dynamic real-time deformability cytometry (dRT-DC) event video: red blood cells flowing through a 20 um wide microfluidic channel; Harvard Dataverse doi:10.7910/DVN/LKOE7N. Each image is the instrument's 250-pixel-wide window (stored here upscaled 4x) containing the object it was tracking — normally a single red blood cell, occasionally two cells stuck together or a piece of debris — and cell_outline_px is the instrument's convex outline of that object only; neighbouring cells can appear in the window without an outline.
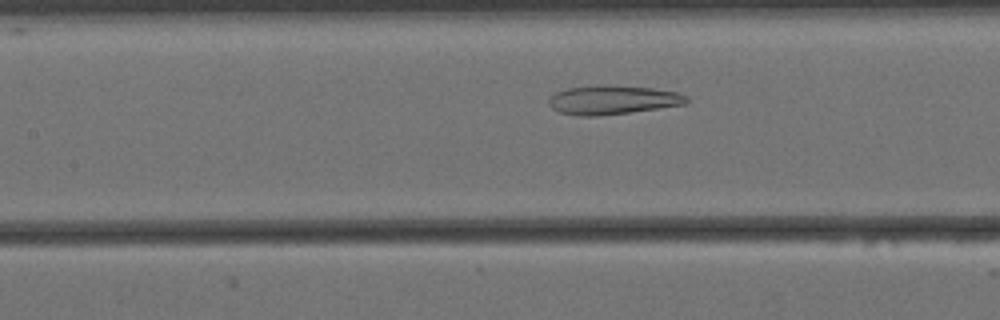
{"species": "Egyptian fruit bat (a non-hibernating species)", "species_latin": "Rousettus aegyptiacus", "temperature_condition": "cold", "stored_images_in_passage": 49, "camera_frame_rate_fps": 3000, "um_per_image_px": 0.085, "animal": {"sex": "female"}, "frame": {"image": 1, "passage_image": 16, "time_ms": 5.0, "image_size_px": [1000, 320], "cell_outline_px": [[688, 100], [684, 104], [628, 112], [596, 116], [580, 116], [560, 112], [552, 108], [548, 104], [548, 100], [556, 92], [568, 88], [596, 84], [600, 84], [652, 88], [680, 92], [688, 96]], "centroid_in_image_um": [52.06, 8.47], "position_along_channel_um": 155.3, "area_um2": 23.18}}
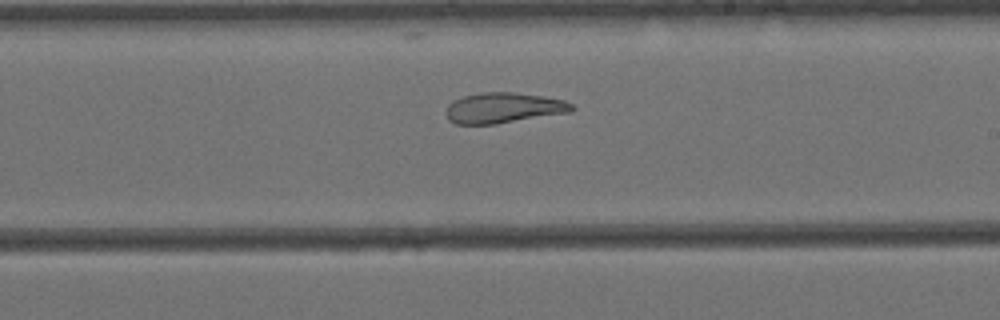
{"frame": {"image": 2, "passage_image": 24, "time_ms": 7.667, "image_size_px": [1000, 320], "cell_outline_px": [[576, 108], [572, 112], [496, 124], [456, 124], [448, 120], [444, 112], [448, 104], [452, 100], [464, 96], [484, 92], [516, 92], [544, 96], [564, 100], [572, 104]], "centroid_in_image_um": [42.8, 9.17], "position_along_channel_um": 246.2, "area_um2": 22.66}}
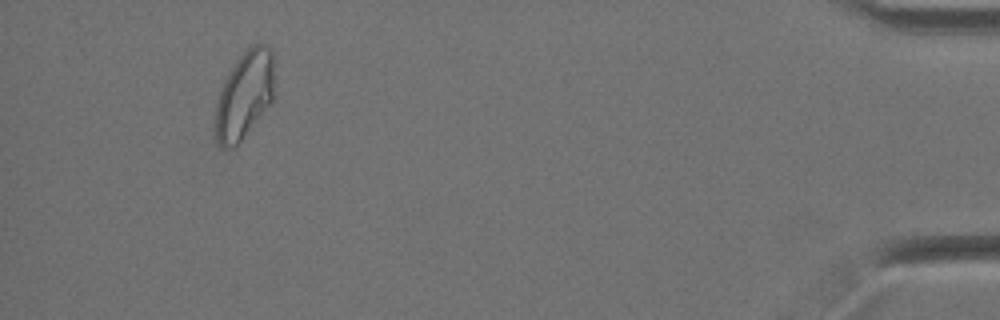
{"frame": {"image": 3, "passage_image": 45, "time_ms": 14.667, "image_size_px": [1000, 320], "cell_outline_px": [[272, 100], [240, 140], [236, 144], [228, 148], [220, 148], [216, 144], [216, 104], [224, 80], [236, 60], [252, 44], [268, 44], [272, 52]], "centroid_in_image_um": [20.74, 8.05], "position_along_channel_um": 414.5, "area_um2": 29.19}, "authors_computed_cell_mechanics": {"area_um2": 26.1834, "velocity_mm_per_s": 3.4313, "shape_relaxation_time_tau1_ms": null, "shape_relaxation_time_tau2_ms": 2.4368, "deformation_change_tau1": null, "deformation_change_tau2": 0.0998}}